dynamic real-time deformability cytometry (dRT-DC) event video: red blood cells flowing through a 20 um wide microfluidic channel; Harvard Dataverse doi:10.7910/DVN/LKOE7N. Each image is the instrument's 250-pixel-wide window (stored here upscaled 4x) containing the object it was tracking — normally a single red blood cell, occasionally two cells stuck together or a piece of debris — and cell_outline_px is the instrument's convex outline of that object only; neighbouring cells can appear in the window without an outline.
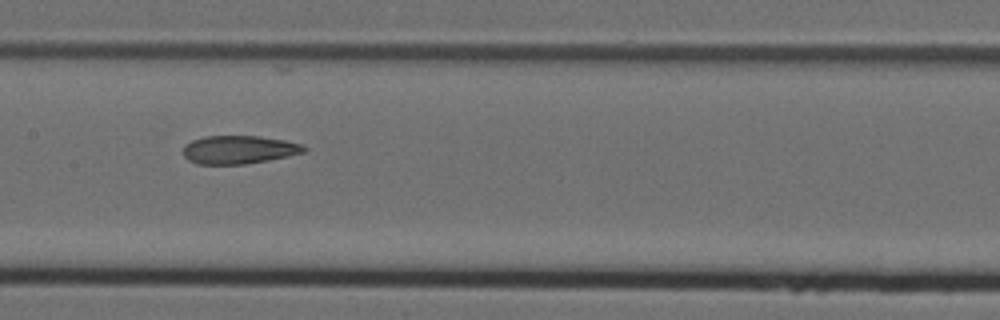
{"species": "Egyptian fruit bat (a non-hibernating species)", "species_latin": "Rousettus aegyptiacus", "temperature_condition": "cold", "stored_images_in_passage": 8, "camera_frame_rate_fps": 3000, "um_per_image_px": 0.085, "animal": {"sex": "female"}, "frame": {"image": 1, "passage_image": 8, "time_ms": 2.333, "image_size_px": [1000, 320], "cell_outline_px": [[308, 152], [268, 160], [244, 164], [196, 164], [188, 160], [184, 156], [184, 144], [192, 140], [204, 136], [260, 136], [284, 140], [300, 144], [308, 148]], "centroid_in_image_um": [20.31, 12.72], "position_along_channel_um": 187.1, "area_um2": 20.0}}